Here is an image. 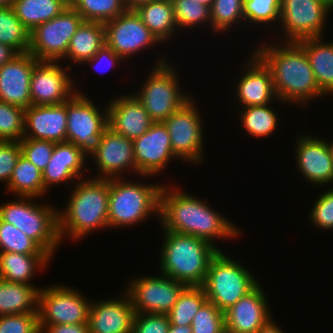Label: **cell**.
<instances>
[{"label": "cell", "instance_id": "cell-1", "mask_svg": "<svg viewBox=\"0 0 333 333\" xmlns=\"http://www.w3.org/2000/svg\"><path fill=\"white\" fill-rule=\"evenodd\" d=\"M171 188L163 185L160 191L158 220L163 230L189 234L212 244L217 238L230 239L241 235L232 221L204 201L179 188Z\"/></svg>", "mask_w": 333, "mask_h": 333}, {"label": "cell", "instance_id": "cell-2", "mask_svg": "<svg viewBox=\"0 0 333 333\" xmlns=\"http://www.w3.org/2000/svg\"><path fill=\"white\" fill-rule=\"evenodd\" d=\"M282 42L263 44L254 50L271 71L277 101L304 105L314 97L325 96L305 50L297 42Z\"/></svg>", "mask_w": 333, "mask_h": 333}, {"label": "cell", "instance_id": "cell-3", "mask_svg": "<svg viewBox=\"0 0 333 333\" xmlns=\"http://www.w3.org/2000/svg\"><path fill=\"white\" fill-rule=\"evenodd\" d=\"M74 187L66 208L58 212L61 241L67 235L80 240L94 230L109 228V179L81 178Z\"/></svg>", "mask_w": 333, "mask_h": 333}, {"label": "cell", "instance_id": "cell-4", "mask_svg": "<svg viewBox=\"0 0 333 333\" xmlns=\"http://www.w3.org/2000/svg\"><path fill=\"white\" fill-rule=\"evenodd\" d=\"M162 231L165 234L159 257L162 274L186 286H202L218 247L189 234Z\"/></svg>", "mask_w": 333, "mask_h": 333}, {"label": "cell", "instance_id": "cell-5", "mask_svg": "<svg viewBox=\"0 0 333 333\" xmlns=\"http://www.w3.org/2000/svg\"><path fill=\"white\" fill-rule=\"evenodd\" d=\"M162 185L143 184L121 178L109 179L108 226L130 227L144 222L151 215H159Z\"/></svg>", "mask_w": 333, "mask_h": 333}, {"label": "cell", "instance_id": "cell-6", "mask_svg": "<svg viewBox=\"0 0 333 333\" xmlns=\"http://www.w3.org/2000/svg\"><path fill=\"white\" fill-rule=\"evenodd\" d=\"M19 198L0 205V218L25 233L52 258L61 243L59 209L54 208L52 204L49 206L34 203V197Z\"/></svg>", "mask_w": 333, "mask_h": 333}, {"label": "cell", "instance_id": "cell-7", "mask_svg": "<svg viewBox=\"0 0 333 333\" xmlns=\"http://www.w3.org/2000/svg\"><path fill=\"white\" fill-rule=\"evenodd\" d=\"M258 283L250 270L219 250L210 261L202 287L207 300L224 313Z\"/></svg>", "mask_w": 333, "mask_h": 333}, {"label": "cell", "instance_id": "cell-8", "mask_svg": "<svg viewBox=\"0 0 333 333\" xmlns=\"http://www.w3.org/2000/svg\"><path fill=\"white\" fill-rule=\"evenodd\" d=\"M165 58L162 56L156 61L144 85L139 89L141 91L133 93L154 122L165 121L192 99L181 92L178 74Z\"/></svg>", "mask_w": 333, "mask_h": 333}, {"label": "cell", "instance_id": "cell-9", "mask_svg": "<svg viewBox=\"0 0 333 333\" xmlns=\"http://www.w3.org/2000/svg\"><path fill=\"white\" fill-rule=\"evenodd\" d=\"M107 107L102 113L82 91L67 101V142L75 144L87 157L99 148L108 127Z\"/></svg>", "mask_w": 333, "mask_h": 333}, {"label": "cell", "instance_id": "cell-10", "mask_svg": "<svg viewBox=\"0 0 333 333\" xmlns=\"http://www.w3.org/2000/svg\"><path fill=\"white\" fill-rule=\"evenodd\" d=\"M84 20L71 6L55 18L30 31V52L39 61L60 62L65 58L72 36Z\"/></svg>", "mask_w": 333, "mask_h": 333}, {"label": "cell", "instance_id": "cell-11", "mask_svg": "<svg viewBox=\"0 0 333 333\" xmlns=\"http://www.w3.org/2000/svg\"><path fill=\"white\" fill-rule=\"evenodd\" d=\"M40 289V330L48 325L88 323L91 301L88 302L79 291L63 285H49Z\"/></svg>", "mask_w": 333, "mask_h": 333}, {"label": "cell", "instance_id": "cell-12", "mask_svg": "<svg viewBox=\"0 0 333 333\" xmlns=\"http://www.w3.org/2000/svg\"><path fill=\"white\" fill-rule=\"evenodd\" d=\"M201 116L192 98L163 121L170 136L174 155L184 162L203 163L204 138Z\"/></svg>", "mask_w": 333, "mask_h": 333}, {"label": "cell", "instance_id": "cell-13", "mask_svg": "<svg viewBox=\"0 0 333 333\" xmlns=\"http://www.w3.org/2000/svg\"><path fill=\"white\" fill-rule=\"evenodd\" d=\"M187 286L161 273L133 279L124 290L135 313L168 314Z\"/></svg>", "mask_w": 333, "mask_h": 333}, {"label": "cell", "instance_id": "cell-14", "mask_svg": "<svg viewBox=\"0 0 333 333\" xmlns=\"http://www.w3.org/2000/svg\"><path fill=\"white\" fill-rule=\"evenodd\" d=\"M328 13L325 0H281L279 22L287 35L284 42L324 37Z\"/></svg>", "mask_w": 333, "mask_h": 333}, {"label": "cell", "instance_id": "cell-15", "mask_svg": "<svg viewBox=\"0 0 333 333\" xmlns=\"http://www.w3.org/2000/svg\"><path fill=\"white\" fill-rule=\"evenodd\" d=\"M104 26L106 45L123 60L160 42L134 9H128Z\"/></svg>", "mask_w": 333, "mask_h": 333}, {"label": "cell", "instance_id": "cell-16", "mask_svg": "<svg viewBox=\"0 0 333 333\" xmlns=\"http://www.w3.org/2000/svg\"><path fill=\"white\" fill-rule=\"evenodd\" d=\"M60 62L39 61L33 68L30 96L32 105H58L68 101L78 90L74 88V79L64 69Z\"/></svg>", "mask_w": 333, "mask_h": 333}, {"label": "cell", "instance_id": "cell-17", "mask_svg": "<svg viewBox=\"0 0 333 333\" xmlns=\"http://www.w3.org/2000/svg\"><path fill=\"white\" fill-rule=\"evenodd\" d=\"M133 149L136 175L144 178L160 174L171 159L178 160L172 151L170 136L163 122H154L147 132L134 139Z\"/></svg>", "mask_w": 333, "mask_h": 333}, {"label": "cell", "instance_id": "cell-18", "mask_svg": "<svg viewBox=\"0 0 333 333\" xmlns=\"http://www.w3.org/2000/svg\"><path fill=\"white\" fill-rule=\"evenodd\" d=\"M296 163L300 175L316 186L333 183V157L326 139L309 135L297 138Z\"/></svg>", "mask_w": 333, "mask_h": 333}, {"label": "cell", "instance_id": "cell-19", "mask_svg": "<svg viewBox=\"0 0 333 333\" xmlns=\"http://www.w3.org/2000/svg\"><path fill=\"white\" fill-rule=\"evenodd\" d=\"M39 62L30 52L20 53L0 67V101L27 109L32 105L30 83Z\"/></svg>", "mask_w": 333, "mask_h": 333}, {"label": "cell", "instance_id": "cell-20", "mask_svg": "<svg viewBox=\"0 0 333 333\" xmlns=\"http://www.w3.org/2000/svg\"><path fill=\"white\" fill-rule=\"evenodd\" d=\"M91 157L95 159L96 170L100 171L95 178H120L126 169L136 173L133 140L109 127L105 129L101 144Z\"/></svg>", "mask_w": 333, "mask_h": 333}, {"label": "cell", "instance_id": "cell-21", "mask_svg": "<svg viewBox=\"0 0 333 333\" xmlns=\"http://www.w3.org/2000/svg\"><path fill=\"white\" fill-rule=\"evenodd\" d=\"M258 283L224 312L225 330L231 333H256L270 318L265 292Z\"/></svg>", "mask_w": 333, "mask_h": 333}, {"label": "cell", "instance_id": "cell-22", "mask_svg": "<svg viewBox=\"0 0 333 333\" xmlns=\"http://www.w3.org/2000/svg\"><path fill=\"white\" fill-rule=\"evenodd\" d=\"M67 101L58 105H31L24 109L23 138L67 141Z\"/></svg>", "mask_w": 333, "mask_h": 333}, {"label": "cell", "instance_id": "cell-23", "mask_svg": "<svg viewBox=\"0 0 333 333\" xmlns=\"http://www.w3.org/2000/svg\"><path fill=\"white\" fill-rule=\"evenodd\" d=\"M118 299L91 301L88 325L90 333H131L135 315L129 295Z\"/></svg>", "mask_w": 333, "mask_h": 333}, {"label": "cell", "instance_id": "cell-24", "mask_svg": "<svg viewBox=\"0 0 333 333\" xmlns=\"http://www.w3.org/2000/svg\"><path fill=\"white\" fill-rule=\"evenodd\" d=\"M107 106L108 127L128 139L134 140L142 136L154 123L134 94L116 97Z\"/></svg>", "mask_w": 333, "mask_h": 333}, {"label": "cell", "instance_id": "cell-25", "mask_svg": "<svg viewBox=\"0 0 333 333\" xmlns=\"http://www.w3.org/2000/svg\"><path fill=\"white\" fill-rule=\"evenodd\" d=\"M251 59L245 65L246 72L237 81L236 97L239 104L247 106L265 105L278 100L273 87L272 74L265 63L252 53Z\"/></svg>", "mask_w": 333, "mask_h": 333}, {"label": "cell", "instance_id": "cell-26", "mask_svg": "<svg viewBox=\"0 0 333 333\" xmlns=\"http://www.w3.org/2000/svg\"><path fill=\"white\" fill-rule=\"evenodd\" d=\"M86 158L82 150L71 142L55 143L51 159L42 172L44 188L49 190L53 184L79 180L84 174Z\"/></svg>", "mask_w": 333, "mask_h": 333}, {"label": "cell", "instance_id": "cell-27", "mask_svg": "<svg viewBox=\"0 0 333 333\" xmlns=\"http://www.w3.org/2000/svg\"><path fill=\"white\" fill-rule=\"evenodd\" d=\"M323 40V37H313L297 43L305 50L319 88L329 96L333 94V41Z\"/></svg>", "mask_w": 333, "mask_h": 333}, {"label": "cell", "instance_id": "cell-28", "mask_svg": "<svg viewBox=\"0 0 333 333\" xmlns=\"http://www.w3.org/2000/svg\"><path fill=\"white\" fill-rule=\"evenodd\" d=\"M134 10L159 39L160 44L170 40L175 31H178L171 0H148L137 5Z\"/></svg>", "mask_w": 333, "mask_h": 333}, {"label": "cell", "instance_id": "cell-29", "mask_svg": "<svg viewBox=\"0 0 333 333\" xmlns=\"http://www.w3.org/2000/svg\"><path fill=\"white\" fill-rule=\"evenodd\" d=\"M105 44L104 23L83 21L71 38L65 59L81 65L91 59Z\"/></svg>", "mask_w": 333, "mask_h": 333}, {"label": "cell", "instance_id": "cell-30", "mask_svg": "<svg viewBox=\"0 0 333 333\" xmlns=\"http://www.w3.org/2000/svg\"><path fill=\"white\" fill-rule=\"evenodd\" d=\"M40 289L0 279V316L38 312Z\"/></svg>", "mask_w": 333, "mask_h": 333}, {"label": "cell", "instance_id": "cell-31", "mask_svg": "<svg viewBox=\"0 0 333 333\" xmlns=\"http://www.w3.org/2000/svg\"><path fill=\"white\" fill-rule=\"evenodd\" d=\"M50 260L49 255L0 252V279L33 285L30 280L33 279L35 271L43 269Z\"/></svg>", "mask_w": 333, "mask_h": 333}, {"label": "cell", "instance_id": "cell-32", "mask_svg": "<svg viewBox=\"0 0 333 333\" xmlns=\"http://www.w3.org/2000/svg\"><path fill=\"white\" fill-rule=\"evenodd\" d=\"M69 0H15L11 6L21 23L32 31L37 25L58 16Z\"/></svg>", "mask_w": 333, "mask_h": 333}, {"label": "cell", "instance_id": "cell-33", "mask_svg": "<svg viewBox=\"0 0 333 333\" xmlns=\"http://www.w3.org/2000/svg\"><path fill=\"white\" fill-rule=\"evenodd\" d=\"M6 186L7 190L16 194L17 197L39 198L47 193L42 180V172L22 154Z\"/></svg>", "mask_w": 333, "mask_h": 333}, {"label": "cell", "instance_id": "cell-34", "mask_svg": "<svg viewBox=\"0 0 333 333\" xmlns=\"http://www.w3.org/2000/svg\"><path fill=\"white\" fill-rule=\"evenodd\" d=\"M269 106H247L240 112V124L254 138L269 137L277 129L278 115Z\"/></svg>", "mask_w": 333, "mask_h": 333}, {"label": "cell", "instance_id": "cell-35", "mask_svg": "<svg viewBox=\"0 0 333 333\" xmlns=\"http://www.w3.org/2000/svg\"><path fill=\"white\" fill-rule=\"evenodd\" d=\"M0 43L26 53L30 46V31L15 15L12 7H0Z\"/></svg>", "mask_w": 333, "mask_h": 333}, {"label": "cell", "instance_id": "cell-36", "mask_svg": "<svg viewBox=\"0 0 333 333\" xmlns=\"http://www.w3.org/2000/svg\"><path fill=\"white\" fill-rule=\"evenodd\" d=\"M206 301L207 297L202 286H187L167 314L170 325H191L195 314Z\"/></svg>", "mask_w": 333, "mask_h": 333}, {"label": "cell", "instance_id": "cell-37", "mask_svg": "<svg viewBox=\"0 0 333 333\" xmlns=\"http://www.w3.org/2000/svg\"><path fill=\"white\" fill-rule=\"evenodd\" d=\"M84 21L106 23L129 8L123 0H69Z\"/></svg>", "mask_w": 333, "mask_h": 333}, {"label": "cell", "instance_id": "cell-38", "mask_svg": "<svg viewBox=\"0 0 333 333\" xmlns=\"http://www.w3.org/2000/svg\"><path fill=\"white\" fill-rule=\"evenodd\" d=\"M0 252L48 255L34 240L14 225L0 218Z\"/></svg>", "mask_w": 333, "mask_h": 333}, {"label": "cell", "instance_id": "cell-39", "mask_svg": "<svg viewBox=\"0 0 333 333\" xmlns=\"http://www.w3.org/2000/svg\"><path fill=\"white\" fill-rule=\"evenodd\" d=\"M243 4L244 0H214L210 7L213 32L229 31L233 24H239V21L242 23L244 20Z\"/></svg>", "mask_w": 333, "mask_h": 333}, {"label": "cell", "instance_id": "cell-40", "mask_svg": "<svg viewBox=\"0 0 333 333\" xmlns=\"http://www.w3.org/2000/svg\"><path fill=\"white\" fill-rule=\"evenodd\" d=\"M174 8V17L177 23L178 29L185 27H196V24L200 25L210 23V7L202 5L195 0H171ZM207 21V22H206ZM205 22V23H204Z\"/></svg>", "mask_w": 333, "mask_h": 333}, {"label": "cell", "instance_id": "cell-41", "mask_svg": "<svg viewBox=\"0 0 333 333\" xmlns=\"http://www.w3.org/2000/svg\"><path fill=\"white\" fill-rule=\"evenodd\" d=\"M24 135V109L0 101V141H20Z\"/></svg>", "mask_w": 333, "mask_h": 333}, {"label": "cell", "instance_id": "cell-42", "mask_svg": "<svg viewBox=\"0 0 333 333\" xmlns=\"http://www.w3.org/2000/svg\"><path fill=\"white\" fill-rule=\"evenodd\" d=\"M281 0H244L243 17L251 24H274L280 21ZM277 20V21H276ZM269 22V23H268Z\"/></svg>", "mask_w": 333, "mask_h": 333}, {"label": "cell", "instance_id": "cell-43", "mask_svg": "<svg viewBox=\"0 0 333 333\" xmlns=\"http://www.w3.org/2000/svg\"><path fill=\"white\" fill-rule=\"evenodd\" d=\"M191 326L192 333H222L225 330L224 313L207 300L195 314Z\"/></svg>", "mask_w": 333, "mask_h": 333}, {"label": "cell", "instance_id": "cell-44", "mask_svg": "<svg viewBox=\"0 0 333 333\" xmlns=\"http://www.w3.org/2000/svg\"><path fill=\"white\" fill-rule=\"evenodd\" d=\"M19 143L22 155L43 172L51 159L55 142L22 138Z\"/></svg>", "mask_w": 333, "mask_h": 333}, {"label": "cell", "instance_id": "cell-45", "mask_svg": "<svg viewBox=\"0 0 333 333\" xmlns=\"http://www.w3.org/2000/svg\"><path fill=\"white\" fill-rule=\"evenodd\" d=\"M0 333H41L38 312L0 316Z\"/></svg>", "mask_w": 333, "mask_h": 333}, {"label": "cell", "instance_id": "cell-46", "mask_svg": "<svg viewBox=\"0 0 333 333\" xmlns=\"http://www.w3.org/2000/svg\"><path fill=\"white\" fill-rule=\"evenodd\" d=\"M310 221L317 228L333 229V188L325 190L314 202Z\"/></svg>", "mask_w": 333, "mask_h": 333}, {"label": "cell", "instance_id": "cell-47", "mask_svg": "<svg viewBox=\"0 0 333 333\" xmlns=\"http://www.w3.org/2000/svg\"><path fill=\"white\" fill-rule=\"evenodd\" d=\"M167 314L135 313L131 333H168Z\"/></svg>", "mask_w": 333, "mask_h": 333}, {"label": "cell", "instance_id": "cell-48", "mask_svg": "<svg viewBox=\"0 0 333 333\" xmlns=\"http://www.w3.org/2000/svg\"><path fill=\"white\" fill-rule=\"evenodd\" d=\"M21 154L19 141H0V181H6V185Z\"/></svg>", "mask_w": 333, "mask_h": 333}, {"label": "cell", "instance_id": "cell-49", "mask_svg": "<svg viewBox=\"0 0 333 333\" xmlns=\"http://www.w3.org/2000/svg\"><path fill=\"white\" fill-rule=\"evenodd\" d=\"M121 61H123V59L105 44L91 59L86 60L85 62L89 64L91 63L92 67L99 69L100 65H103L104 63L105 66L108 65L110 68L111 66L113 67L114 65L116 66L117 64H121ZM98 71L103 72L100 69ZM104 72L106 71L104 70Z\"/></svg>", "mask_w": 333, "mask_h": 333}, {"label": "cell", "instance_id": "cell-50", "mask_svg": "<svg viewBox=\"0 0 333 333\" xmlns=\"http://www.w3.org/2000/svg\"><path fill=\"white\" fill-rule=\"evenodd\" d=\"M41 333H90L88 323L48 325Z\"/></svg>", "mask_w": 333, "mask_h": 333}, {"label": "cell", "instance_id": "cell-51", "mask_svg": "<svg viewBox=\"0 0 333 333\" xmlns=\"http://www.w3.org/2000/svg\"><path fill=\"white\" fill-rule=\"evenodd\" d=\"M16 55L18 53L14 49L0 43V67L4 63L11 61Z\"/></svg>", "mask_w": 333, "mask_h": 333}, {"label": "cell", "instance_id": "cell-52", "mask_svg": "<svg viewBox=\"0 0 333 333\" xmlns=\"http://www.w3.org/2000/svg\"><path fill=\"white\" fill-rule=\"evenodd\" d=\"M279 326L270 318L256 333H284Z\"/></svg>", "mask_w": 333, "mask_h": 333}, {"label": "cell", "instance_id": "cell-53", "mask_svg": "<svg viewBox=\"0 0 333 333\" xmlns=\"http://www.w3.org/2000/svg\"><path fill=\"white\" fill-rule=\"evenodd\" d=\"M168 333H192V326H176L170 325Z\"/></svg>", "mask_w": 333, "mask_h": 333}, {"label": "cell", "instance_id": "cell-54", "mask_svg": "<svg viewBox=\"0 0 333 333\" xmlns=\"http://www.w3.org/2000/svg\"><path fill=\"white\" fill-rule=\"evenodd\" d=\"M123 1L129 9H134L140 3L146 2L148 0H123Z\"/></svg>", "mask_w": 333, "mask_h": 333}, {"label": "cell", "instance_id": "cell-55", "mask_svg": "<svg viewBox=\"0 0 333 333\" xmlns=\"http://www.w3.org/2000/svg\"><path fill=\"white\" fill-rule=\"evenodd\" d=\"M15 0H0V7H11Z\"/></svg>", "mask_w": 333, "mask_h": 333}, {"label": "cell", "instance_id": "cell-56", "mask_svg": "<svg viewBox=\"0 0 333 333\" xmlns=\"http://www.w3.org/2000/svg\"><path fill=\"white\" fill-rule=\"evenodd\" d=\"M195 1L200 2L202 5L211 7L214 0H195Z\"/></svg>", "mask_w": 333, "mask_h": 333}, {"label": "cell", "instance_id": "cell-57", "mask_svg": "<svg viewBox=\"0 0 333 333\" xmlns=\"http://www.w3.org/2000/svg\"><path fill=\"white\" fill-rule=\"evenodd\" d=\"M327 4L328 11L330 13L331 9H333V0H325Z\"/></svg>", "mask_w": 333, "mask_h": 333}, {"label": "cell", "instance_id": "cell-58", "mask_svg": "<svg viewBox=\"0 0 333 333\" xmlns=\"http://www.w3.org/2000/svg\"><path fill=\"white\" fill-rule=\"evenodd\" d=\"M328 144H329V146H330L331 153H332V157H333V142H331V143L328 142Z\"/></svg>", "mask_w": 333, "mask_h": 333}, {"label": "cell", "instance_id": "cell-59", "mask_svg": "<svg viewBox=\"0 0 333 333\" xmlns=\"http://www.w3.org/2000/svg\"><path fill=\"white\" fill-rule=\"evenodd\" d=\"M222 333H231V332H229V331H227V330H224Z\"/></svg>", "mask_w": 333, "mask_h": 333}]
</instances>
